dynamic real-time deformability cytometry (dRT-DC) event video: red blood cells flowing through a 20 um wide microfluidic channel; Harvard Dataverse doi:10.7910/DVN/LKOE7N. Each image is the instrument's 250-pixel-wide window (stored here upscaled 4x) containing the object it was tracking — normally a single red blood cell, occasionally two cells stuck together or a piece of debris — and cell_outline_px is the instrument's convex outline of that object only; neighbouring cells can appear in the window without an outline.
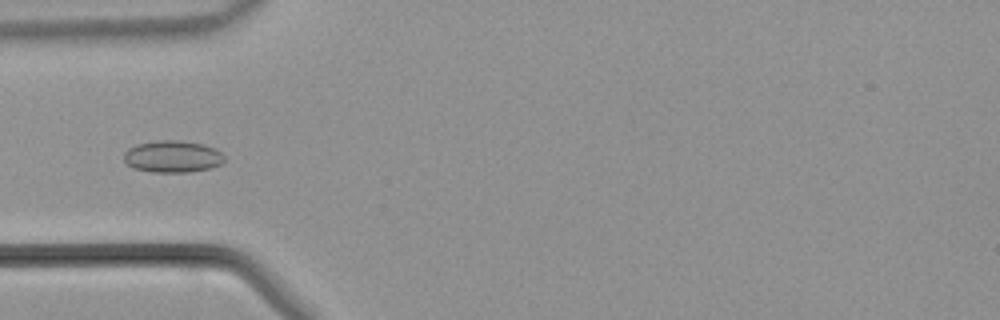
{"species": "common noctule bat (a hibernating species)", "species_latin": "Nyctalus noctula", "temperature_condition": "warm", "stored_images_in_passage": 19, "camera_frame_rate_fps": 3000, "um_per_image_px": 0.085, "animal": {"sex": "male", "body_mass_g": 21.5, "forearm_length_mm": 52.0}, "frame": {"image": 1, "passage_image": 1, "time_ms": 0.0, "image_size_px": [1000, 320], "cell_outline_px": [[224, 164], [212, 168], [188, 172], [152, 172], [132, 168], [124, 164], [124, 152], [128, 148], [136, 144], [156, 140], [180, 140], [204, 144], [220, 152], [224, 156]], "centroid_in_image_um": [14.64, 13.31], "position_along_channel_um": 70.4, "area_um2": 19.02}}